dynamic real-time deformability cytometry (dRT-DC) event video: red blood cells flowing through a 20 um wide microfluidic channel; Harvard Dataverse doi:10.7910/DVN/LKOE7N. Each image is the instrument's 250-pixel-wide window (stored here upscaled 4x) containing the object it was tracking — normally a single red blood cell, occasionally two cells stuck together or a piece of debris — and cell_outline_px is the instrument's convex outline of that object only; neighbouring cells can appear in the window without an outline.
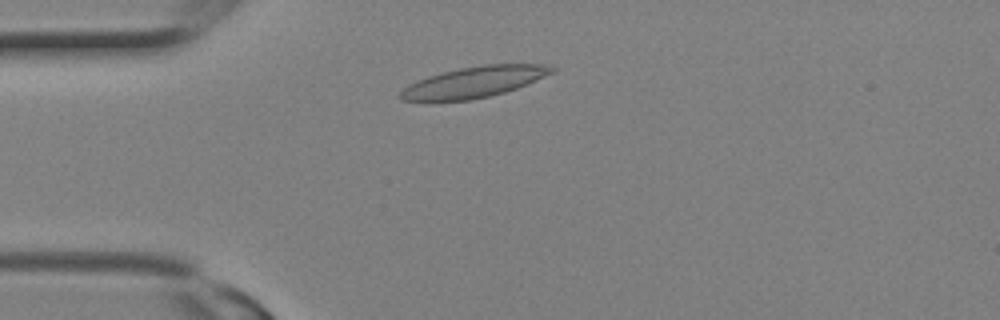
{"species": "Egyptian fruit bat (a non-hibernating species)", "species_latin": "Rousettus aegyptiacus", "temperature_condition": "room temperature", "stored_images_in_passage": 1, "camera_frame_rate_fps": 3000, "um_per_image_px": 0.085, "animal": {"sex": "female"}, "frame": {"image": 1, "passage_image": 1, "time_ms": 0.0, "image_size_px": [1000, 320], "cell_outline_px": [[556, 72], [516, 88], [504, 92], [488, 96], [468, 100], [400, 100], [396, 96], [408, 84], [416, 80], [440, 72], [460, 68], [484, 64], [548, 64], [556, 68]], "centroid_in_image_um": [40.31, 6.95], "position_along_channel_um": 44.7, "area_um2": 27.22}}